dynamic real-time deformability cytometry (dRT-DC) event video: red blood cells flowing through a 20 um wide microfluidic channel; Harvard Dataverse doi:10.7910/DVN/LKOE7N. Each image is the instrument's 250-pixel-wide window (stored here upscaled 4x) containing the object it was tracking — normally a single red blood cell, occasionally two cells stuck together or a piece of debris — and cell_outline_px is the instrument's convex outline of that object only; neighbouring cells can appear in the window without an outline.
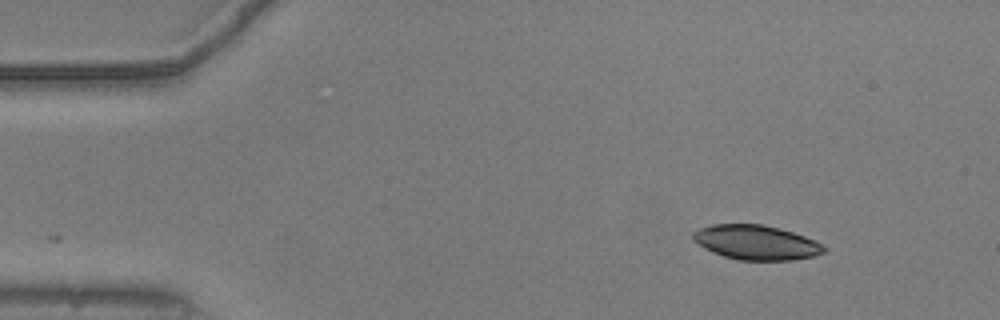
{"species": "common noctule bat (a hibernating species)", "species_latin": "Nyctalus noctula", "temperature_condition": "warm", "stored_images_in_passage": 48, "camera_frame_rate_fps": 3000, "um_per_image_px": 0.085, "animal": {"sex": "male", "body_mass_g": 20.5, "forearm_length_mm": 52.5}, "frame": {"image": 1, "passage_image": 1, "time_ms": 0.0, "image_size_px": [1000, 320], "cell_outline_px": [[828, 248], [824, 252], [816, 256], [792, 260], [736, 260], [712, 252], [704, 248], [692, 240], [692, 232], [700, 228], [712, 224], [760, 224], [780, 228], [804, 236]], "centroid_in_image_um": [64.25, 20.61], "position_along_channel_um": 20.8, "area_um2": 26.41}}
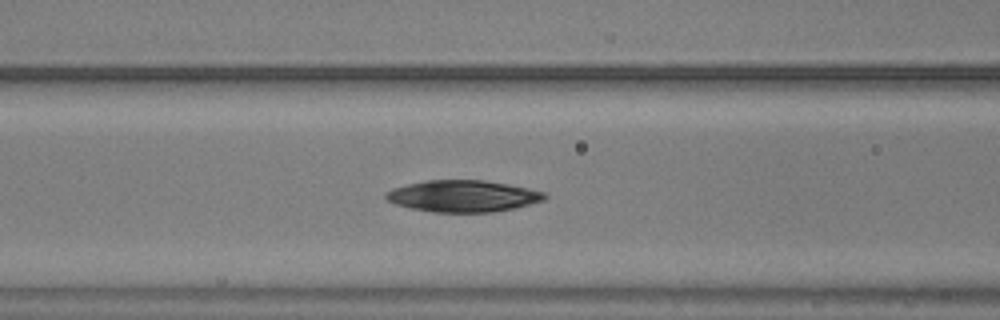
{"frame": {"image": 2, "passage_image": 16, "time_ms": 5.0, "image_size_px": [1000, 320], "cell_outline_px": [[548, 196], [544, 200], [516, 208], [492, 212], [432, 212], [412, 208], [396, 204], [388, 200], [384, 196], [384, 192], [392, 188], [408, 184], [428, 180], [484, 180], [508, 184], [528, 188], [544, 192]], "centroid_in_image_um": [39.36, 16.66], "position_along_channel_um": 127.2, "area_um2": 29.25}}
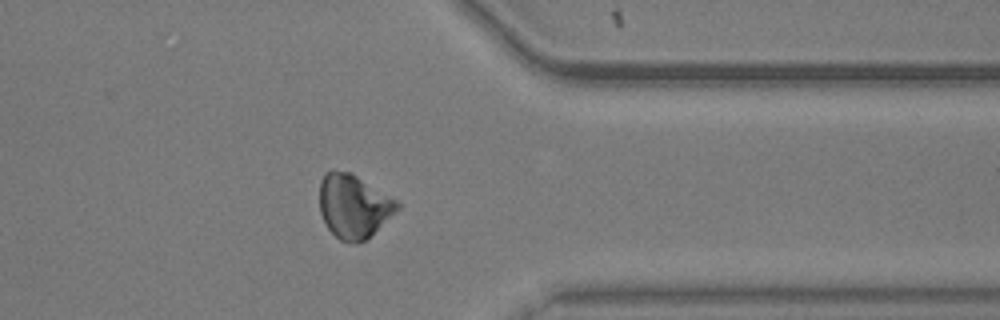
{"frame": {"image": 3, "passage_image": 37, "time_ms": 12.0, "image_size_px": [1000, 320], "cell_outline_px": [[400, 208], [364, 240], [356, 244], [352, 244], [340, 240], [328, 228], [320, 212], [320, 180], [324, 172], [332, 168], [352, 172], [396, 200], [400, 204]], "centroid_in_image_um": [30.02, 17.48], "position_along_channel_um": 381.4, "area_um2": 28.84}}